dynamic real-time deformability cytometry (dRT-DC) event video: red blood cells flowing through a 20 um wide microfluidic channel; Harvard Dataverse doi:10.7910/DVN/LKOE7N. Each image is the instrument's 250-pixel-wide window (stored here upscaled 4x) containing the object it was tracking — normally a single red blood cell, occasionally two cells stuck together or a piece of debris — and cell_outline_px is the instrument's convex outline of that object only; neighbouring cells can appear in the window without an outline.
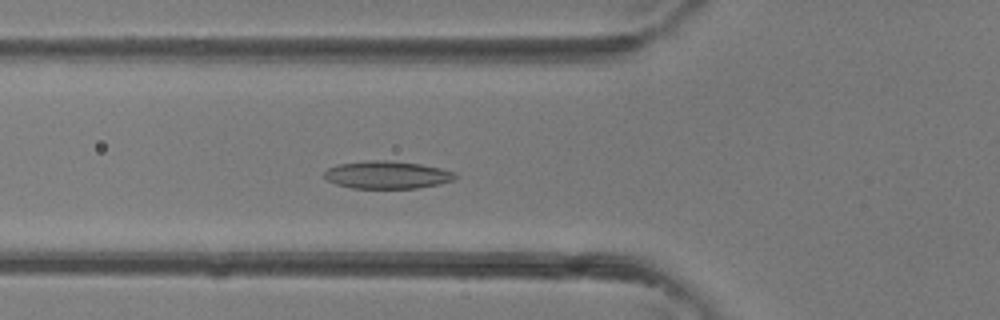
{"species": "common noctule bat (a hibernating species)", "species_latin": "Nyctalus noctula", "temperature_condition": "room temperature", "stored_images_in_passage": 41, "camera_frame_rate_fps": 3000, "um_per_image_px": 0.085, "animal": {"sex": "female"}, "frame": {"image": 1, "passage_image": 15, "time_ms": 4.667, "image_size_px": [1000, 320], "cell_outline_px": [[460, 176], [456, 180], [440, 184], [416, 188], [352, 188], [336, 184], [328, 180], [324, 176], [324, 172], [328, 168], [336, 164], [368, 160], [388, 160], [420, 164], [440, 168], [456, 172]], "centroid_in_image_um": [32.95, 14.86], "position_along_channel_um": 92.9, "area_um2": 21.33}}
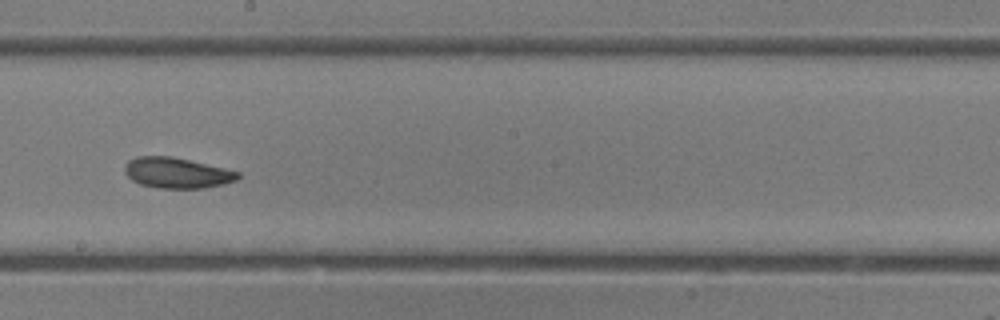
{"frame": {"image": 2, "passage_image": 23, "time_ms": 7.333, "image_size_px": [1000, 320], "cell_outline_px": [[240, 176], [236, 180], [224, 184], [204, 188], [156, 188], [140, 184], [132, 180], [124, 172], [124, 164], [128, 160], [136, 156], [172, 156], [224, 168], [240, 172]], "centroid_in_image_um": [15.01, 14.69], "position_along_channel_um": 233.2, "area_um2": 20.29}}
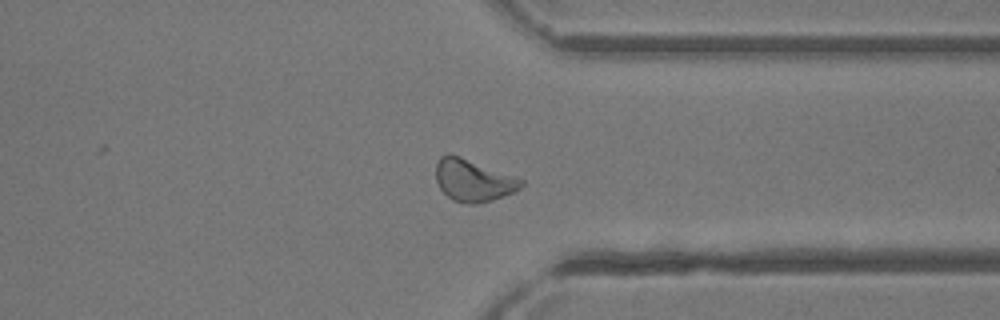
{"frame": {"image": 3, "passage_image": 31, "time_ms": 10.0, "image_size_px": [1000, 320], "cell_outline_px": [[524, 184], [516, 192], [480, 204], [468, 204], [452, 200], [440, 188], [436, 180], [436, 160], [440, 156], [448, 152], [460, 156], [524, 180]], "centroid_in_image_um": [40.21, 15.33], "position_along_channel_um": 371.2, "area_um2": 21.04}}